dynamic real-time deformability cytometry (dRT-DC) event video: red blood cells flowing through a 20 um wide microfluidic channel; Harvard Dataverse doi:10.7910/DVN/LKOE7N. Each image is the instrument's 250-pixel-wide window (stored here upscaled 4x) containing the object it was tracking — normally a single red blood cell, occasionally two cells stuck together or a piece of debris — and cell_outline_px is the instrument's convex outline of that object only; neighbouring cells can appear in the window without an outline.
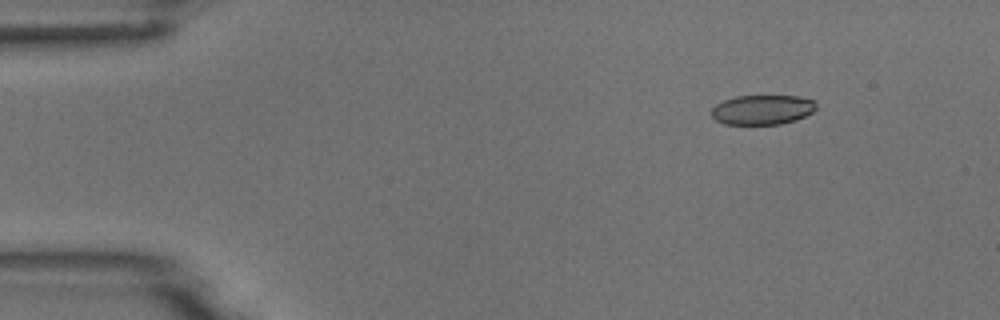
{"species": "common noctule bat (a hibernating species)", "species_latin": "Nyctalus noctula", "temperature_condition": "room temperature", "stored_images_in_passage": 5, "camera_frame_rate_fps": 3000, "um_per_image_px": 0.085, "animal": {"sex": "male", "body_mass_g": 18.8}, "frame": {"image": 1, "passage_image": 2, "time_ms": 1.0, "image_size_px": [1000, 320], "cell_outline_px": [[816, 108], [812, 112], [796, 120], [780, 124], [724, 124], [716, 120], [712, 116], [712, 108], [716, 104], [724, 100], [736, 96], [800, 96], [816, 100]], "centroid_in_image_um": [64.82, 9.32], "position_along_channel_um": 20.2, "area_um2": 18.15}}
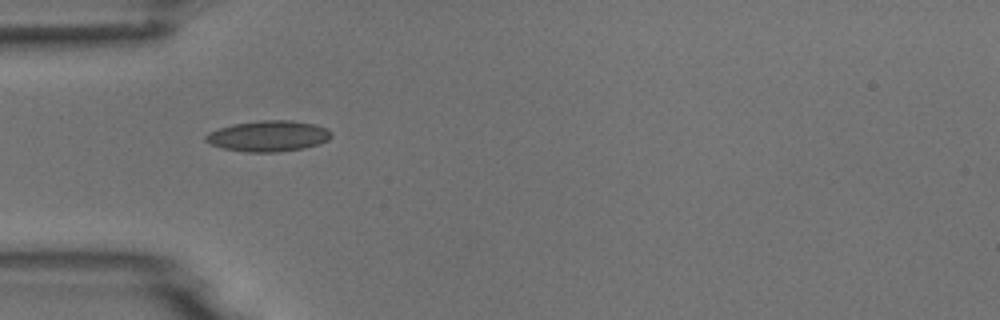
{"frame": {"image": 2, "passage_image": 4, "time_ms": 4.333, "image_size_px": [1000, 320], "cell_outline_px": [[332, 136], [328, 140], [320, 144], [304, 148], [280, 152], [244, 152], [220, 148], [204, 140], [204, 136], [208, 132], [232, 124], [260, 120], [292, 120], [316, 124], [328, 128], [332, 132]], "centroid_in_image_um": [22.83, 11.56], "position_along_channel_um": 62.2, "area_um2": 22.95}}